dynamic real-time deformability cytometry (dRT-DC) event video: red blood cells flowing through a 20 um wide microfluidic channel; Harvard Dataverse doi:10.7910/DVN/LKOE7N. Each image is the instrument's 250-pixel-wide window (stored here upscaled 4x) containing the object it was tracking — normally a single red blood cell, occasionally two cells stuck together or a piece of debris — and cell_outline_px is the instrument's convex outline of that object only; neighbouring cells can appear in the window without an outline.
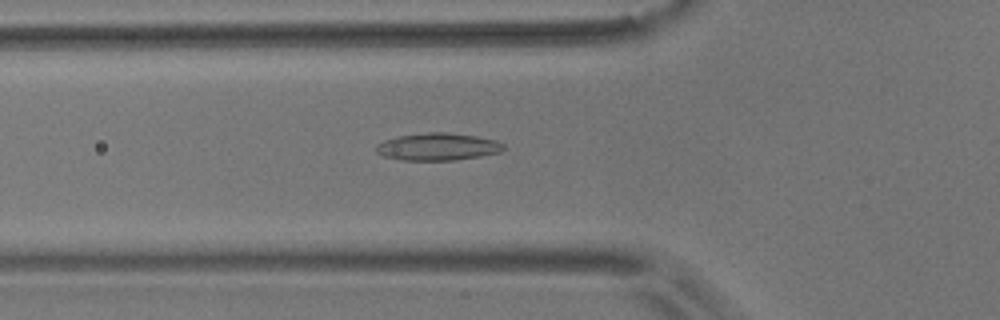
{"species": "common noctule bat (a hibernating species)", "species_latin": "Nyctalus noctula", "temperature_condition": "room temperature", "stored_images_in_passage": 55, "camera_frame_rate_fps": 3000, "um_per_image_px": 0.085, "animal": {"sex": "male", "body_mass_g": 17.9}, "frame": {"image": 1, "passage_image": 19, "time_ms": 6.0, "image_size_px": [1000, 320], "cell_outline_px": [[504, 148], [500, 152], [480, 156], [456, 160], [400, 160], [384, 156], [376, 152], [376, 144], [384, 140], [400, 136], [428, 132], [444, 132], [476, 136], [496, 140], [504, 144]], "centroid_in_image_um": [37.2, 12.47], "position_along_channel_um": 88.6, "area_um2": 20.23}}
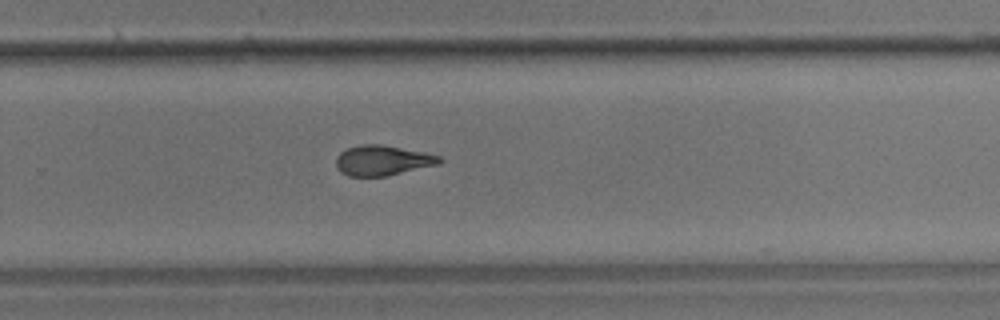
{"frame": {"image": 2, "passage_image": 36, "time_ms": 11.667, "image_size_px": [1000, 320], "cell_outline_px": [[444, 160], [440, 164], [388, 176], [348, 176], [340, 172], [336, 168], [336, 156], [340, 152], [348, 148], [360, 144], [380, 144], [424, 152], [440, 156]], "centroid_in_image_um": [32.52, 13.64], "position_along_channel_um": 297.3, "area_um2": 18.38}}
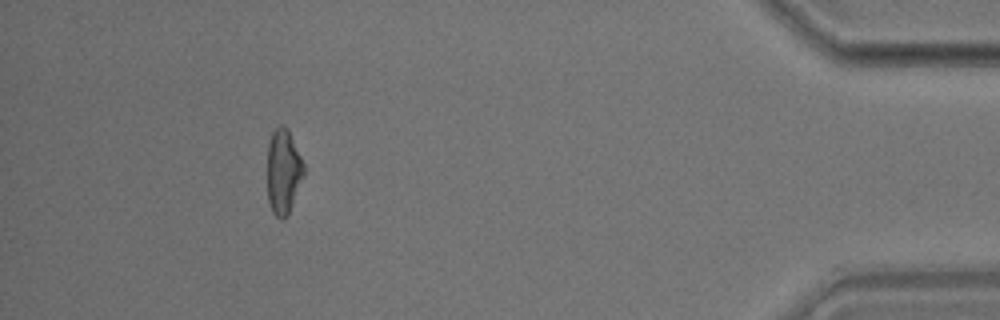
{"frame": {"image": 3, "passage_image": 50, "time_ms": 16.333, "image_size_px": [1000, 320], "cell_outline_px": [[304, 176], [288, 216], [284, 220], [280, 220], [272, 212], [268, 200], [268, 144], [272, 132], [280, 124], [284, 124], [288, 128], [304, 164]], "centroid_in_image_um": [24.09, 14.6], "position_along_channel_um": 411.1, "area_um2": 18.26}, "authors_computed_cell_mechanics": {"area_um2": 18.785, "velocity_mm_per_s": 3.6807, "shape_relaxation_time_tau1_ms": null, "shape_relaxation_time_tau2_ms": 2.1365, "deformation_change_tau1": null, "deformation_change_tau2": 0.0945}}